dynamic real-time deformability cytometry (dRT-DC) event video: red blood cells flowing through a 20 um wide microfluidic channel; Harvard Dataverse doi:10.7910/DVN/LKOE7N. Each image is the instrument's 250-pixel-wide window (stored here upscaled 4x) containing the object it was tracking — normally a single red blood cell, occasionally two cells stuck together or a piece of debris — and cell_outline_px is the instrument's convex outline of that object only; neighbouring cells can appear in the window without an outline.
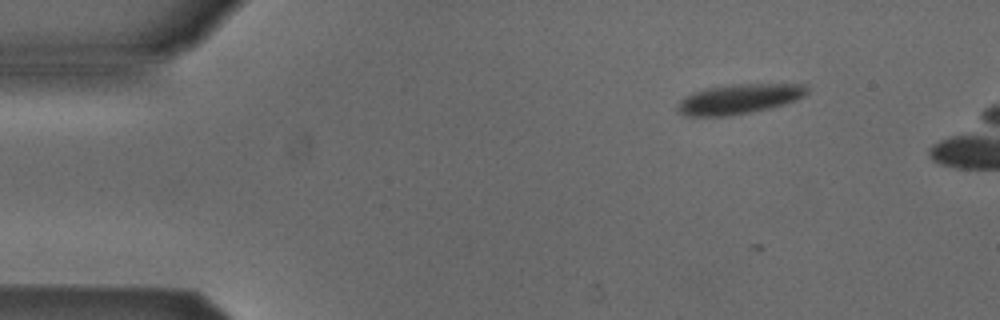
{"species": "Egyptian fruit bat (a non-hibernating species)", "species_latin": "Rousettus aegyptiacus", "temperature_condition": "cold", "stored_images_in_passage": 6, "camera_frame_rate_fps": 3000, "um_per_image_px": 0.085, "animal": {"sex": "male"}, "frame": {"image": 1, "passage_image": 1, "time_ms": 0.0, "image_size_px": [1000, 320], "cell_outline_px": [[808, 92], [804, 96], [796, 100], [784, 104], [748, 112], [724, 116], [688, 116], [680, 112], [676, 108], [680, 100], [684, 96], [692, 92], [708, 88], [732, 84], [808, 84]], "centroid_in_image_um": [62.82, 8.4], "position_along_channel_um": 22.2, "area_um2": 22.31}}